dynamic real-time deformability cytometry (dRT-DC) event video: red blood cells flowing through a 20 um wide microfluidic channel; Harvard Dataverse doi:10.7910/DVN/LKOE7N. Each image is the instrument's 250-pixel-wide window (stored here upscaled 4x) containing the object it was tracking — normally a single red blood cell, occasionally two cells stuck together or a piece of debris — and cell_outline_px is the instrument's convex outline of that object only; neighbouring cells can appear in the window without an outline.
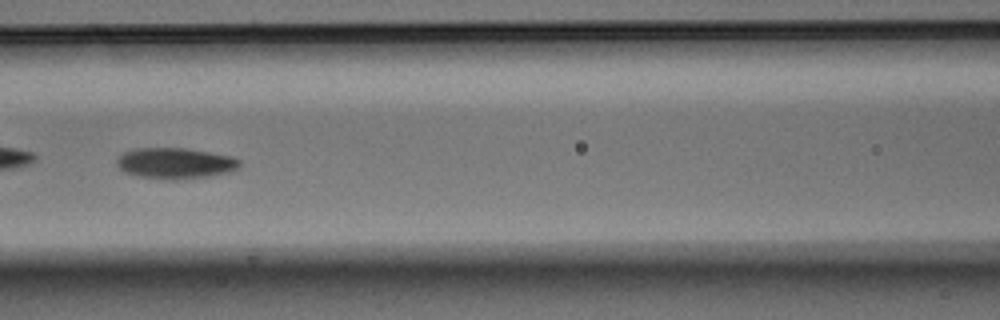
{"species": "Egyptian fruit bat (a non-hibernating species)", "species_latin": "Rousettus aegyptiacus", "temperature_condition": "warm", "stored_images_in_passage": 44, "camera_frame_rate_fps": 3000, "um_per_image_px": 0.085, "animal": {"sex": "male"}, "frame": {"image": 1, "passage_image": 13, "time_ms": 4.0, "image_size_px": [1000, 320], "cell_outline_px": [[240, 168], [228, 172], [208, 176], [176, 180], [168, 180], [140, 176], [124, 172], [116, 164], [116, 160], [124, 152], [136, 148], [184, 148], [232, 156], [240, 160]], "centroid_in_image_um": [14.9, 13.88], "position_along_channel_um": 151.7, "area_um2": 22.08}}
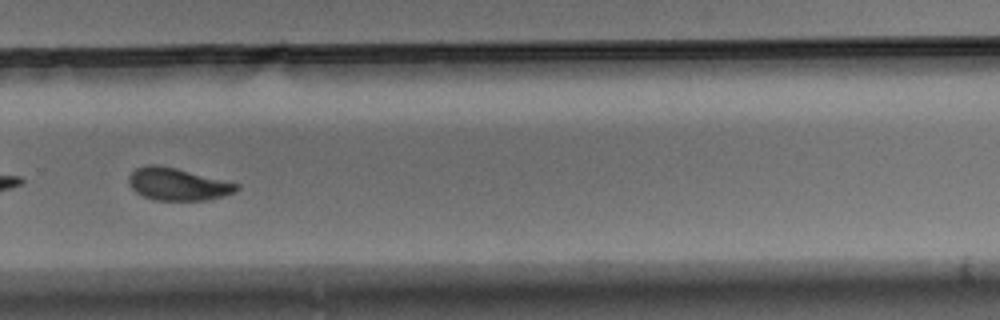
{"frame": {"image": 2, "passage_image": 26, "time_ms": 8.333, "image_size_px": [1000, 320], "cell_outline_px": [[240, 188], [236, 192], [224, 196], [204, 200], [156, 200], [144, 196], [136, 192], [132, 188], [128, 180], [128, 176], [136, 168], [148, 164], [156, 164], [176, 168], [240, 184]], "centroid_in_image_um": [15.12, 15.65], "position_along_channel_um": 314.7, "area_um2": 20.29}}
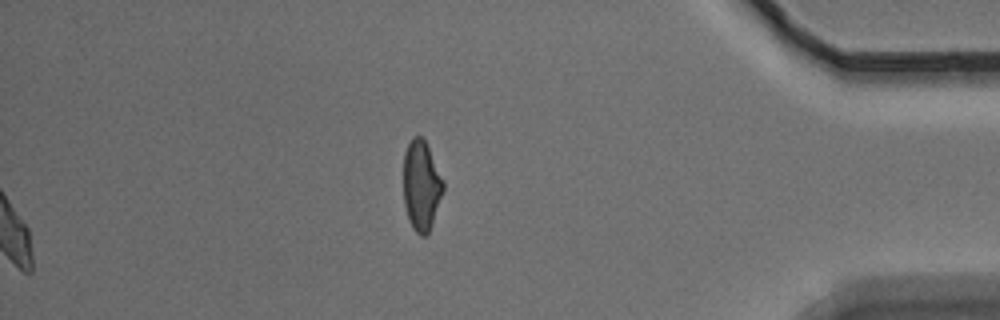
{"frame": {"image": 3, "passage_image": 44, "time_ms": 14.333, "image_size_px": [1000, 320], "cell_outline_px": [[444, 188], [432, 224], [428, 232], [424, 236], [420, 236], [412, 228], [404, 204], [404, 152], [412, 136], [420, 136], [424, 140], [444, 180]], "centroid_in_image_um": [35.81, 15.77], "position_along_channel_um": 399.4, "area_um2": 20.63}, "authors_computed_cell_mechanics": {"area_um2": 20.8369, "velocity_mm_per_s": 3.7703, "shape_relaxation_time_tau1_ms": 2.5374, "shape_relaxation_time_tau2_ms": 3.5102, "deformation_change_tau1": 0.1455, "deformation_change_tau2": 0.0864}}